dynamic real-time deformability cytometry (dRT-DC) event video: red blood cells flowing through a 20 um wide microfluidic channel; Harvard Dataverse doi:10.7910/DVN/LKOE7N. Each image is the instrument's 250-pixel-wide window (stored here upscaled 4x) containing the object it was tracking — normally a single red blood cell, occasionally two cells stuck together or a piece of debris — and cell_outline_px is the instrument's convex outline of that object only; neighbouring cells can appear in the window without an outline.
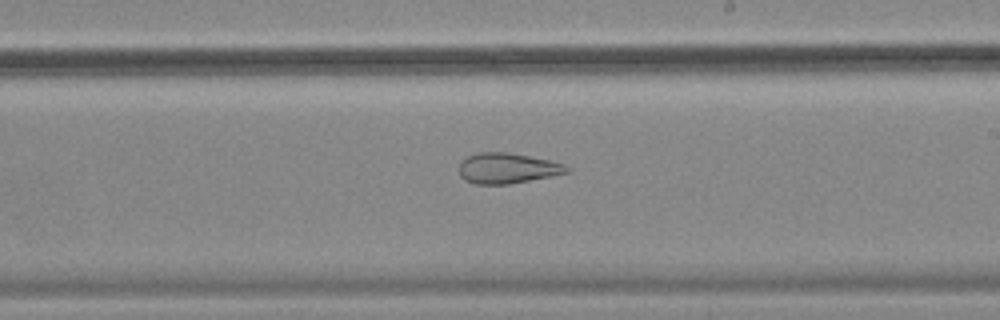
{"species": "common noctule bat (a hibernating species)", "species_latin": "Nyctalus noctula", "temperature_condition": "cold", "stored_images_in_passage": 55, "camera_frame_rate_fps": 3000, "um_per_image_px": 0.085, "animal": {"sex": "female", "body_mass_g": 18.4}, "frame": {"image": 1, "passage_image": 32, "time_ms": 10.333, "image_size_px": [1000, 320], "cell_outline_px": [[572, 172], [552, 176], [508, 184], [476, 184], [464, 180], [460, 176], [460, 164], [468, 156], [480, 152], [508, 152], [548, 160], [564, 164], [572, 168]], "centroid_in_image_um": [43.17, 14.31], "position_along_channel_um": 245.8, "area_um2": 19.07}}
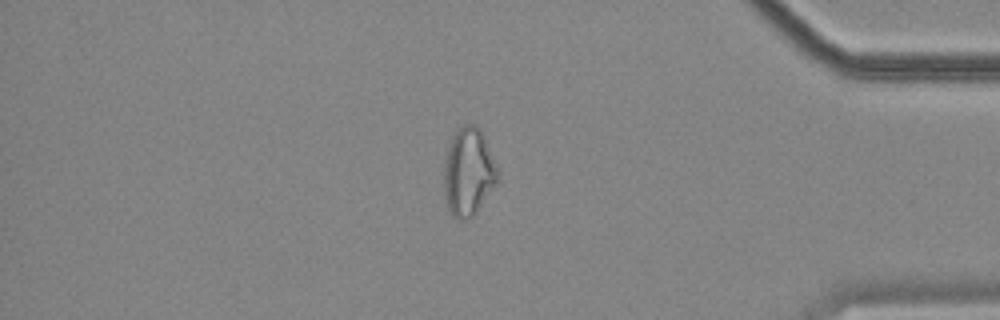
{"frame": {"image": 2, "passage_image": 47, "time_ms": 15.333, "image_size_px": [1000, 320], "cell_outline_px": [[500, 176], [496, 184], [476, 212], [468, 220], [464, 220], [452, 216], [444, 200], [444, 168], [448, 148], [452, 136], [464, 124], [476, 124], [480, 128], [484, 136], [500, 172]], "centroid_in_image_um": [39.83, 14.63], "position_along_channel_um": 395.4, "area_um2": 27.63}, "authors_computed_cell_mechanics": {"area_um2": 27.2238, "velocity_mm_per_s": 3.5733, "shape_relaxation_time_tau1_ms": null, "shape_relaxation_time_tau2_ms": 2.4263, "deformation_change_tau1": null, "deformation_change_tau2": 0.1077}}